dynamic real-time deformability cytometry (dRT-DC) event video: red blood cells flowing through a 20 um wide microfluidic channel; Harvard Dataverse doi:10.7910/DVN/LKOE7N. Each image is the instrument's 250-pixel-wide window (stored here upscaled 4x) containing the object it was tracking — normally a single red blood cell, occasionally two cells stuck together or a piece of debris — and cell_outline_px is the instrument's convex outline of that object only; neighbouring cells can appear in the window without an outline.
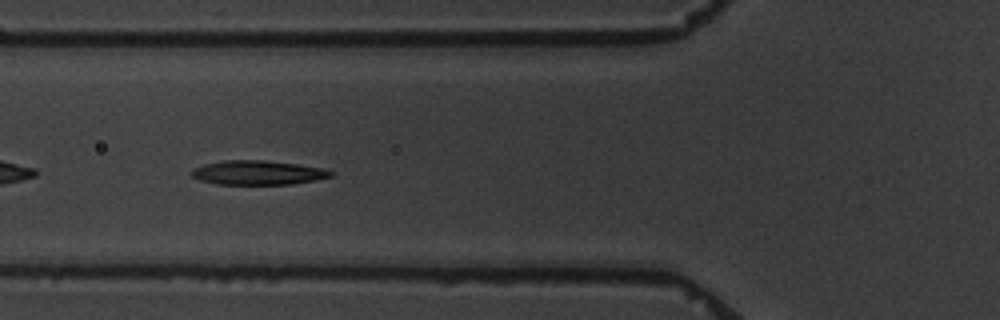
{"species": "common noctule bat (a hibernating species)", "species_latin": "Nyctalus noctula", "temperature_condition": "warm", "stored_images_in_passage": 6, "camera_frame_rate_fps": 3000, "um_per_image_px": 0.085, "animal": {"sex": "male", "body_mass_g": 19.5, "forearm_length_mm": 54.6}, "frame": {"image": 1, "passage_image": 5, "time_ms": 4.667, "image_size_px": [1000, 320], "cell_outline_px": [[336, 172], [332, 176], [316, 180], [292, 184], [216, 184], [200, 180], [192, 176], [192, 168], [204, 164], [224, 160], [264, 160], [296, 164], [324, 168]], "centroid_in_image_um": [21.94, 14.67], "position_along_channel_um": 103.9, "area_um2": 19.71}}
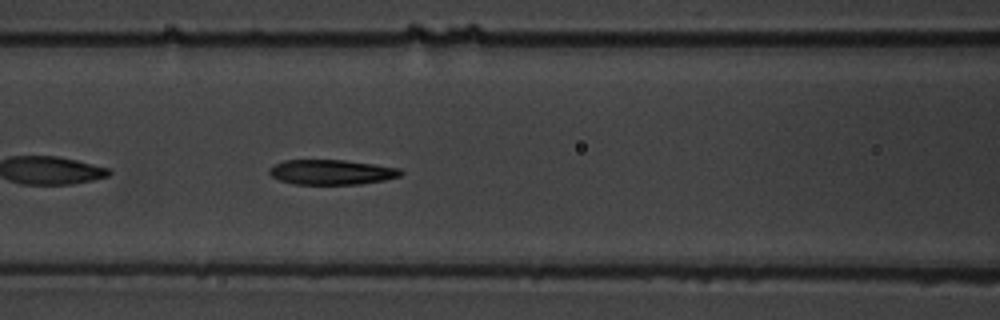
{"frame": {"image": 2, "passage_image": 6, "time_ms": 5.667, "image_size_px": [1000, 320], "cell_outline_px": [[404, 172], [400, 176], [384, 180], [360, 184], [292, 184], [280, 180], [272, 176], [268, 172], [268, 168], [284, 160], [344, 160], [400, 168]], "centroid_in_image_um": [28.17, 14.63], "position_along_channel_um": 138.4, "area_um2": 19.07}}